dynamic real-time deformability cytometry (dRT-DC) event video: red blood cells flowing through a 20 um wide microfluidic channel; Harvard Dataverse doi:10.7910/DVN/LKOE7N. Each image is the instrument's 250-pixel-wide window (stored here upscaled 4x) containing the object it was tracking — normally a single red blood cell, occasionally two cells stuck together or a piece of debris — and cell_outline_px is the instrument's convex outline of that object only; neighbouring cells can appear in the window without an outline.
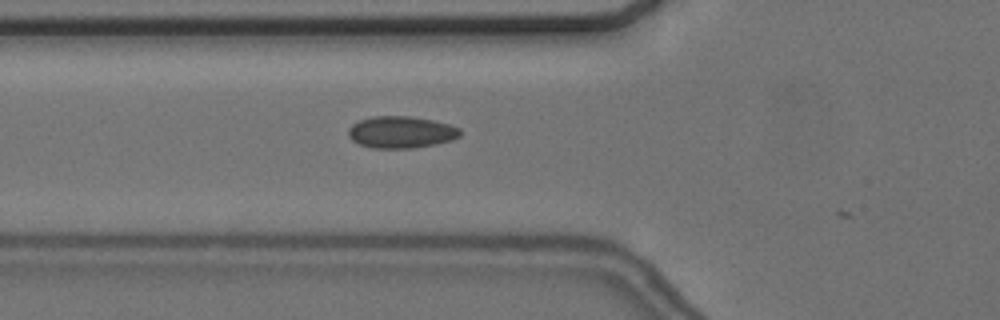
{"species": "common noctule bat (a hibernating species)", "species_latin": "Nyctalus noctula", "temperature_condition": "cold", "stored_images_in_passage": 7, "camera_frame_rate_fps": 3000, "um_per_image_px": 0.085, "animal": {"sex": "female", "body_mass_g": 24.6, "forearm_length_mm": 56.2}, "frame": {"image": 1, "passage_image": 3, "time_ms": 0.667, "image_size_px": [1000, 320], "cell_outline_px": [[460, 136], [452, 140], [436, 144], [412, 148], [372, 148], [360, 144], [352, 140], [348, 136], [348, 128], [352, 124], [360, 120], [372, 116], [412, 116], [432, 120], [448, 124], [460, 128]], "centroid_in_image_um": [34.08, 11.23], "position_along_channel_um": 91.7, "area_um2": 20.81}}
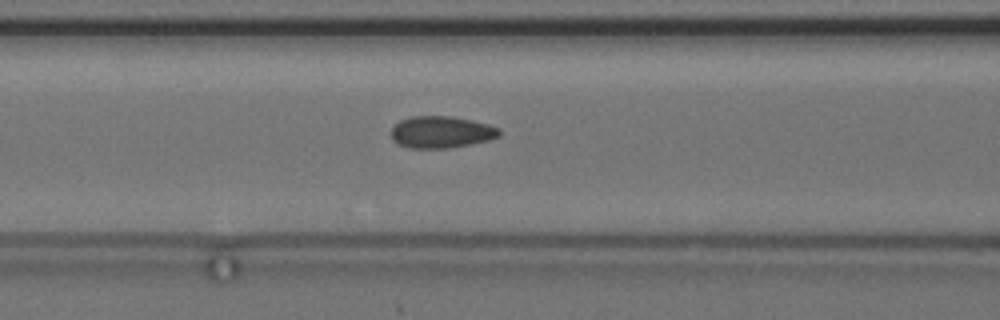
{"frame": {"image": 2, "passage_image": 6, "time_ms": 1.667, "image_size_px": [1000, 320], "cell_outline_px": [[500, 136], [488, 140], [448, 148], [408, 148], [392, 140], [392, 128], [400, 120], [412, 116], [452, 116], [472, 120], [488, 124], [500, 128]], "centroid_in_image_um": [37.51, 11.22], "position_along_channel_um": 129.1, "area_um2": 20.0}}